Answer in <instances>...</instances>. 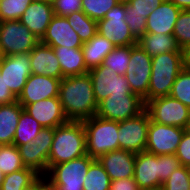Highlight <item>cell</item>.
<instances>
[{"label": "cell", "mask_w": 190, "mask_h": 190, "mask_svg": "<svg viewBox=\"0 0 190 190\" xmlns=\"http://www.w3.org/2000/svg\"><path fill=\"white\" fill-rule=\"evenodd\" d=\"M58 97L68 121H83L97 114L98 103L89 73L62 78Z\"/></svg>", "instance_id": "cell-1"}, {"label": "cell", "mask_w": 190, "mask_h": 190, "mask_svg": "<svg viewBox=\"0 0 190 190\" xmlns=\"http://www.w3.org/2000/svg\"><path fill=\"white\" fill-rule=\"evenodd\" d=\"M86 154V133L83 121H68L66 124L54 128L48 169Z\"/></svg>", "instance_id": "cell-2"}, {"label": "cell", "mask_w": 190, "mask_h": 190, "mask_svg": "<svg viewBox=\"0 0 190 190\" xmlns=\"http://www.w3.org/2000/svg\"><path fill=\"white\" fill-rule=\"evenodd\" d=\"M184 68L183 51L166 52L152 57L147 102L169 96L180 71Z\"/></svg>", "instance_id": "cell-3"}, {"label": "cell", "mask_w": 190, "mask_h": 190, "mask_svg": "<svg viewBox=\"0 0 190 190\" xmlns=\"http://www.w3.org/2000/svg\"><path fill=\"white\" fill-rule=\"evenodd\" d=\"M86 133V153L94 159L119 150L118 121L106 120L97 115L83 120Z\"/></svg>", "instance_id": "cell-4"}, {"label": "cell", "mask_w": 190, "mask_h": 190, "mask_svg": "<svg viewBox=\"0 0 190 190\" xmlns=\"http://www.w3.org/2000/svg\"><path fill=\"white\" fill-rule=\"evenodd\" d=\"M94 160L86 154L50 167L44 175L50 190H83L84 178Z\"/></svg>", "instance_id": "cell-5"}, {"label": "cell", "mask_w": 190, "mask_h": 190, "mask_svg": "<svg viewBox=\"0 0 190 190\" xmlns=\"http://www.w3.org/2000/svg\"><path fill=\"white\" fill-rule=\"evenodd\" d=\"M39 42L20 20L0 22V47L4 56L29 53Z\"/></svg>", "instance_id": "cell-6"}, {"label": "cell", "mask_w": 190, "mask_h": 190, "mask_svg": "<svg viewBox=\"0 0 190 190\" xmlns=\"http://www.w3.org/2000/svg\"><path fill=\"white\" fill-rule=\"evenodd\" d=\"M145 110L153 122L184 129L190 115V109L170 95L148 101Z\"/></svg>", "instance_id": "cell-7"}, {"label": "cell", "mask_w": 190, "mask_h": 190, "mask_svg": "<svg viewBox=\"0 0 190 190\" xmlns=\"http://www.w3.org/2000/svg\"><path fill=\"white\" fill-rule=\"evenodd\" d=\"M126 4L119 3L97 21V33L107 38L115 47L136 45L137 40L125 21Z\"/></svg>", "instance_id": "cell-8"}, {"label": "cell", "mask_w": 190, "mask_h": 190, "mask_svg": "<svg viewBox=\"0 0 190 190\" xmlns=\"http://www.w3.org/2000/svg\"><path fill=\"white\" fill-rule=\"evenodd\" d=\"M152 57L145 52L138 44L131 45V57L128 68L124 74L131 92L147 103V94L151 76Z\"/></svg>", "instance_id": "cell-9"}, {"label": "cell", "mask_w": 190, "mask_h": 190, "mask_svg": "<svg viewBox=\"0 0 190 190\" xmlns=\"http://www.w3.org/2000/svg\"><path fill=\"white\" fill-rule=\"evenodd\" d=\"M144 110V101L138 95L112 94L98 103L96 115L120 122L134 118Z\"/></svg>", "instance_id": "cell-10"}, {"label": "cell", "mask_w": 190, "mask_h": 190, "mask_svg": "<svg viewBox=\"0 0 190 190\" xmlns=\"http://www.w3.org/2000/svg\"><path fill=\"white\" fill-rule=\"evenodd\" d=\"M150 116L146 110L138 116L119 122V149L140 153L145 151L148 139Z\"/></svg>", "instance_id": "cell-11"}, {"label": "cell", "mask_w": 190, "mask_h": 190, "mask_svg": "<svg viewBox=\"0 0 190 190\" xmlns=\"http://www.w3.org/2000/svg\"><path fill=\"white\" fill-rule=\"evenodd\" d=\"M88 73L93 83L94 97L97 103L112 94L136 95L131 92L125 76L115 73L111 68L101 64L90 69Z\"/></svg>", "instance_id": "cell-12"}, {"label": "cell", "mask_w": 190, "mask_h": 190, "mask_svg": "<svg viewBox=\"0 0 190 190\" xmlns=\"http://www.w3.org/2000/svg\"><path fill=\"white\" fill-rule=\"evenodd\" d=\"M0 74L4 78L6 88L18 98L32 74L29 53L4 56L0 63Z\"/></svg>", "instance_id": "cell-13"}, {"label": "cell", "mask_w": 190, "mask_h": 190, "mask_svg": "<svg viewBox=\"0 0 190 190\" xmlns=\"http://www.w3.org/2000/svg\"><path fill=\"white\" fill-rule=\"evenodd\" d=\"M185 130L159 124L150 119L145 151L155 155L175 154Z\"/></svg>", "instance_id": "cell-14"}, {"label": "cell", "mask_w": 190, "mask_h": 190, "mask_svg": "<svg viewBox=\"0 0 190 190\" xmlns=\"http://www.w3.org/2000/svg\"><path fill=\"white\" fill-rule=\"evenodd\" d=\"M61 79L44 75L31 74L24 85L22 93L17 98L24 107L44 99L58 97Z\"/></svg>", "instance_id": "cell-15"}, {"label": "cell", "mask_w": 190, "mask_h": 190, "mask_svg": "<svg viewBox=\"0 0 190 190\" xmlns=\"http://www.w3.org/2000/svg\"><path fill=\"white\" fill-rule=\"evenodd\" d=\"M133 178L140 189L161 187V155L147 151L136 153Z\"/></svg>", "instance_id": "cell-16"}, {"label": "cell", "mask_w": 190, "mask_h": 190, "mask_svg": "<svg viewBox=\"0 0 190 190\" xmlns=\"http://www.w3.org/2000/svg\"><path fill=\"white\" fill-rule=\"evenodd\" d=\"M24 111L32 116L43 128H56L68 122L59 97L44 99L27 104Z\"/></svg>", "instance_id": "cell-17"}, {"label": "cell", "mask_w": 190, "mask_h": 190, "mask_svg": "<svg viewBox=\"0 0 190 190\" xmlns=\"http://www.w3.org/2000/svg\"><path fill=\"white\" fill-rule=\"evenodd\" d=\"M40 42L52 48L59 46L81 48L83 46L79 35L70 26L67 18L56 15L52 17Z\"/></svg>", "instance_id": "cell-18"}, {"label": "cell", "mask_w": 190, "mask_h": 190, "mask_svg": "<svg viewBox=\"0 0 190 190\" xmlns=\"http://www.w3.org/2000/svg\"><path fill=\"white\" fill-rule=\"evenodd\" d=\"M135 158V153L119 149L101 155L97 160L113 181L133 177Z\"/></svg>", "instance_id": "cell-19"}, {"label": "cell", "mask_w": 190, "mask_h": 190, "mask_svg": "<svg viewBox=\"0 0 190 190\" xmlns=\"http://www.w3.org/2000/svg\"><path fill=\"white\" fill-rule=\"evenodd\" d=\"M29 56L32 74L62 79L59 60L52 47L39 42Z\"/></svg>", "instance_id": "cell-20"}, {"label": "cell", "mask_w": 190, "mask_h": 190, "mask_svg": "<svg viewBox=\"0 0 190 190\" xmlns=\"http://www.w3.org/2000/svg\"><path fill=\"white\" fill-rule=\"evenodd\" d=\"M181 9L168 0L151 11L146 19V33L173 34Z\"/></svg>", "instance_id": "cell-21"}, {"label": "cell", "mask_w": 190, "mask_h": 190, "mask_svg": "<svg viewBox=\"0 0 190 190\" xmlns=\"http://www.w3.org/2000/svg\"><path fill=\"white\" fill-rule=\"evenodd\" d=\"M53 16L52 3L32 2L19 20L41 40Z\"/></svg>", "instance_id": "cell-22"}, {"label": "cell", "mask_w": 190, "mask_h": 190, "mask_svg": "<svg viewBox=\"0 0 190 190\" xmlns=\"http://www.w3.org/2000/svg\"><path fill=\"white\" fill-rule=\"evenodd\" d=\"M62 71V78L88 73L82 48H67L59 46L53 48Z\"/></svg>", "instance_id": "cell-23"}, {"label": "cell", "mask_w": 190, "mask_h": 190, "mask_svg": "<svg viewBox=\"0 0 190 190\" xmlns=\"http://www.w3.org/2000/svg\"><path fill=\"white\" fill-rule=\"evenodd\" d=\"M23 110L18 101L0 105V145L13 143L18 120Z\"/></svg>", "instance_id": "cell-24"}, {"label": "cell", "mask_w": 190, "mask_h": 190, "mask_svg": "<svg viewBox=\"0 0 190 190\" xmlns=\"http://www.w3.org/2000/svg\"><path fill=\"white\" fill-rule=\"evenodd\" d=\"M137 44L151 57L166 52L183 51L173 34L145 33Z\"/></svg>", "instance_id": "cell-25"}, {"label": "cell", "mask_w": 190, "mask_h": 190, "mask_svg": "<svg viewBox=\"0 0 190 190\" xmlns=\"http://www.w3.org/2000/svg\"><path fill=\"white\" fill-rule=\"evenodd\" d=\"M81 48L85 65L90 70L101 65L105 57L115 48V45L97 33L88 42L83 43Z\"/></svg>", "instance_id": "cell-26"}, {"label": "cell", "mask_w": 190, "mask_h": 190, "mask_svg": "<svg viewBox=\"0 0 190 190\" xmlns=\"http://www.w3.org/2000/svg\"><path fill=\"white\" fill-rule=\"evenodd\" d=\"M42 128L32 116L23 110L18 120V126L12 144L19 147L20 145L30 143Z\"/></svg>", "instance_id": "cell-27"}, {"label": "cell", "mask_w": 190, "mask_h": 190, "mask_svg": "<svg viewBox=\"0 0 190 190\" xmlns=\"http://www.w3.org/2000/svg\"><path fill=\"white\" fill-rule=\"evenodd\" d=\"M66 18L82 43L88 42L97 34V21L89 18L83 11L74 12Z\"/></svg>", "instance_id": "cell-28"}, {"label": "cell", "mask_w": 190, "mask_h": 190, "mask_svg": "<svg viewBox=\"0 0 190 190\" xmlns=\"http://www.w3.org/2000/svg\"><path fill=\"white\" fill-rule=\"evenodd\" d=\"M41 175L34 169L25 167L22 170L6 174L1 190H24L35 182Z\"/></svg>", "instance_id": "cell-29"}, {"label": "cell", "mask_w": 190, "mask_h": 190, "mask_svg": "<svg viewBox=\"0 0 190 190\" xmlns=\"http://www.w3.org/2000/svg\"><path fill=\"white\" fill-rule=\"evenodd\" d=\"M111 180L103 166L95 159L83 181V190H109Z\"/></svg>", "instance_id": "cell-30"}, {"label": "cell", "mask_w": 190, "mask_h": 190, "mask_svg": "<svg viewBox=\"0 0 190 190\" xmlns=\"http://www.w3.org/2000/svg\"><path fill=\"white\" fill-rule=\"evenodd\" d=\"M18 149L25 167L34 169L41 176L48 172V161L43 157V154H37L33 141L20 145Z\"/></svg>", "instance_id": "cell-31"}, {"label": "cell", "mask_w": 190, "mask_h": 190, "mask_svg": "<svg viewBox=\"0 0 190 190\" xmlns=\"http://www.w3.org/2000/svg\"><path fill=\"white\" fill-rule=\"evenodd\" d=\"M131 57V45L115 47L103 60L102 65L111 68L115 73L124 75Z\"/></svg>", "instance_id": "cell-32"}, {"label": "cell", "mask_w": 190, "mask_h": 190, "mask_svg": "<svg viewBox=\"0 0 190 190\" xmlns=\"http://www.w3.org/2000/svg\"><path fill=\"white\" fill-rule=\"evenodd\" d=\"M24 168L17 146L13 144L0 145V170L5 175Z\"/></svg>", "instance_id": "cell-33"}, {"label": "cell", "mask_w": 190, "mask_h": 190, "mask_svg": "<svg viewBox=\"0 0 190 190\" xmlns=\"http://www.w3.org/2000/svg\"><path fill=\"white\" fill-rule=\"evenodd\" d=\"M170 96L177 99L190 109V70L183 68L174 84Z\"/></svg>", "instance_id": "cell-34"}, {"label": "cell", "mask_w": 190, "mask_h": 190, "mask_svg": "<svg viewBox=\"0 0 190 190\" xmlns=\"http://www.w3.org/2000/svg\"><path fill=\"white\" fill-rule=\"evenodd\" d=\"M82 11L93 20H101L114 6L119 4L117 0H81Z\"/></svg>", "instance_id": "cell-35"}, {"label": "cell", "mask_w": 190, "mask_h": 190, "mask_svg": "<svg viewBox=\"0 0 190 190\" xmlns=\"http://www.w3.org/2000/svg\"><path fill=\"white\" fill-rule=\"evenodd\" d=\"M31 3V0H1L0 22L19 20Z\"/></svg>", "instance_id": "cell-36"}, {"label": "cell", "mask_w": 190, "mask_h": 190, "mask_svg": "<svg viewBox=\"0 0 190 190\" xmlns=\"http://www.w3.org/2000/svg\"><path fill=\"white\" fill-rule=\"evenodd\" d=\"M173 36L183 50L190 44V10H181L176 20Z\"/></svg>", "instance_id": "cell-37"}, {"label": "cell", "mask_w": 190, "mask_h": 190, "mask_svg": "<svg viewBox=\"0 0 190 190\" xmlns=\"http://www.w3.org/2000/svg\"><path fill=\"white\" fill-rule=\"evenodd\" d=\"M164 190H190V174L187 166L181 165L163 183Z\"/></svg>", "instance_id": "cell-38"}, {"label": "cell", "mask_w": 190, "mask_h": 190, "mask_svg": "<svg viewBox=\"0 0 190 190\" xmlns=\"http://www.w3.org/2000/svg\"><path fill=\"white\" fill-rule=\"evenodd\" d=\"M164 0H131L126 3V14L142 15L146 19Z\"/></svg>", "instance_id": "cell-39"}, {"label": "cell", "mask_w": 190, "mask_h": 190, "mask_svg": "<svg viewBox=\"0 0 190 190\" xmlns=\"http://www.w3.org/2000/svg\"><path fill=\"white\" fill-rule=\"evenodd\" d=\"M54 138V128H42L38 135L33 140L34 146L37 149V154H43V157L48 161L51 144Z\"/></svg>", "instance_id": "cell-40"}, {"label": "cell", "mask_w": 190, "mask_h": 190, "mask_svg": "<svg viewBox=\"0 0 190 190\" xmlns=\"http://www.w3.org/2000/svg\"><path fill=\"white\" fill-rule=\"evenodd\" d=\"M52 7L54 15L62 17L82 11L81 0H53Z\"/></svg>", "instance_id": "cell-41"}, {"label": "cell", "mask_w": 190, "mask_h": 190, "mask_svg": "<svg viewBox=\"0 0 190 190\" xmlns=\"http://www.w3.org/2000/svg\"><path fill=\"white\" fill-rule=\"evenodd\" d=\"M125 21L137 41L146 33V18L144 16L131 13L126 14Z\"/></svg>", "instance_id": "cell-42"}, {"label": "cell", "mask_w": 190, "mask_h": 190, "mask_svg": "<svg viewBox=\"0 0 190 190\" xmlns=\"http://www.w3.org/2000/svg\"><path fill=\"white\" fill-rule=\"evenodd\" d=\"M180 166V161L175 154L161 155V183L163 184L170 174Z\"/></svg>", "instance_id": "cell-43"}, {"label": "cell", "mask_w": 190, "mask_h": 190, "mask_svg": "<svg viewBox=\"0 0 190 190\" xmlns=\"http://www.w3.org/2000/svg\"><path fill=\"white\" fill-rule=\"evenodd\" d=\"M175 155L179 159L181 165L187 166L190 164V132L187 130L184 131Z\"/></svg>", "instance_id": "cell-44"}, {"label": "cell", "mask_w": 190, "mask_h": 190, "mask_svg": "<svg viewBox=\"0 0 190 190\" xmlns=\"http://www.w3.org/2000/svg\"><path fill=\"white\" fill-rule=\"evenodd\" d=\"M109 190H140L133 177L113 180L110 183Z\"/></svg>", "instance_id": "cell-45"}, {"label": "cell", "mask_w": 190, "mask_h": 190, "mask_svg": "<svg viewBox=\"0 0 190 190\" xmlns=\"http://www.w3.org/2000/svg\"><path fill=\"white\" fill-rule=\"evenodd\" d=\"M17 101V98L6 88L4 78L0 74V105L10 104Z\"/></svg>", "instance_id": "cell-46"}, {"label": "cell", "mask_w": 190, "mask_h": 190, "mask_svg": "<svg viewBox=\"0 0 190 190\" xmlns=\"http://www.w3.org/2000/svg\"><path fill=\"white\" fill-rule=\"evenodd\" d=\"M24 190H50L47 178L40 176L35 182Z\"/></svg>", "instance_id": "cell-47"}, {"label": "cell", "mask_w": 190, "mask_h": 190, "mask_svg": "<svg viewBox=\"0 0 190 190\" xmlns=\"http://www.w3.org/2000/svg\"><path fill=\"white\" fill-rule=\"evenodd\" d=\"M181 10H190V0H168Z\"/></svg>", "instance_id": "cell-48"}, {"label": "cell", "mask_w": 190, "mask_h": 190, "mask_svg": "<svg viewBox=\"0 0 190 190\" xmlns=\"http://www.w3.org/2000/svg\"><path fill=\"white\" fill-rule=\"evenodd\" d=\"M184 67L190 70V44L183 49Z\"/></svg>", "instance_id": "cell-49"}, {"label": "cell", "mask_w": 190, "mask_h": 190, "mask_svg": "<svg viewBox=\"0 0 190 190\" xmlns=\"http://www.w3.org/2000/svg\"><path fill=\"white\" fill-rule=\"evenodd\" d=\"M4 177H5V174L0 170V190H1L2 183L4 181Z\"/></svg>", "instance_id": "cell-50"}, {"label": "cell", "mask_w": 190, "mask_h": 190, "mask_svg": "<svg viewBox=\"0 0 190 190\" xmlns=\"http://www.w3.org/2000/svg\"><path fill=\"white\" fill-rule=\"evenodd\" d=\"M32 2H45V3H52L53 0H31Z\"/></svg>", "instance_id": "cell-51"}, {"label": "cell", "mask_w": 190, "mask_h": 190, "mask_svg": "<svg viewBox=\"0 0 190 190\" xmlns=\"http://www.w3.org/2000/svg\"><path fill=\"white\" fill-rule=\"evenodd\" d=\"M140 190H164V188L161 186V187H157V188L140 189Z\"/></svg>", "instance_id": "cell-52"}, {"label": "cell", "mask_w": 190, "mask_h": 190, "mask_svg": "<svg viewBox=\"0 0 190 190\" xmlns=\"http://www.w3.org/2000/svg\"><path fill=\"white\" fill-rule=\"evenodd\" d=\"M186 130L188 132H190V115H189V118H188V123H187V126H186Z\"/></svg>", "instance_id": "cell-53"}, {"label": "cell", "mask_w": 190, "mask_h": 190, "mask_svg": "<svg viewBox=\"0 0 190 190\" xmlns=\"http://www.w3.org/2000/svg\"><path fill=\"white\" fill-rule=\"evenodd\" d=\"M119 3H124V4H126V3H129L131 0H117Z\"/></svg>", "instance_id": "cell-54"}, {"label": "cell", "mask_w": 190, "mask_h": 190, "mask_svg": "<svg viewBox=\"0 0 190 190\" xmlns=\"http://www.w3.org/2000/svg\"><path fill=\"white\" fill-rule=\"evenodd\" d=\"M3 57H4V55H3L1 47H0V63L2 62Z\"/></svg>", "instance_id": "cell-55"}, {"label": "cell", "mask_w": 190, "mask_h": 190, "mask_svg": "<svg viewBox=\"0 0 190 190\" xmlns=\"http://www.w3.org/2000/svg\"><path fill=\"white\" fill-rule=\"evenodd\" d=\"M188 172L190 174V164L187 165Z\"/></svg>", "instance_id": "cell-56"}]
</instances>
